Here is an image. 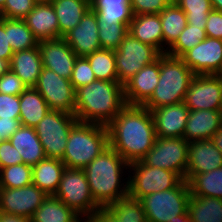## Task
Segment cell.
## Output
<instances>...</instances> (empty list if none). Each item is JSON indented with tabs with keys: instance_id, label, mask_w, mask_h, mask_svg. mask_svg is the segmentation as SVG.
I'll list each match as a JSON object with an SVG mask.
<instances>
[{
	"instance_id": "cell-1",
	"label": "cell",
	"mask_w": 222,
	"mask_h": 222,
	"mask_svg": "<svg viewBox=\"0 0 222 222\" xmlns=\"http://www.w3.org/2000/svg\"><path fill=\"white\" fill-rule=\"evenodd\" d=\"M107 128L109 145L128 164L141 161L157 137L151 111L140 105L126 104Z\"/></svg>"
},
{
	"instance_id": "cell-2",
	"label": "cell",
	"mask_w": 222,
	"mask_h": 222,
	"mask_svg": "<svg viewBox=\"0 0 222 222\" xmlns=\"http://www.w3.org/2000/svg\"><path fill=\"white\" fill-rule=\"evenodd\" d=\"M83 170L100 208L128 196L129 164L110 145Z\"/></svg>"
},
{
	"instance_id": "cell-3",
	"label": "cell",
	"mask_w": 222,
	"mask_h": 222,
	"mask_svg": "<svg viewBox=\"0 0 222 222\" xmlns=\"http://www.w3.org/2000/svg\"><path fill=\"white\" fill-rule=\"evenodd\" d=\"M125 105L124 85L95 80L76 89L74 115L79 122L107 127Z\"/></svg>"
},
{
	"instance_id": "cell-4",
	"label": "cell",
	"mask_w": 222,
	"mask_h": 222,
	"mask_svg": "<svg viewBox=\"0 0 222 222\" xmlns=\"http://www.w3.org/2000/svg\"><path fill=\"white\" fill-rule=\"evenodd\" d=\"M194 75L181 58L162 54L158 84L142 106L151 111L183 102Z\"/></svg>"
},
{
	"instance_id": "cell-5",
	"label": "cell",
	"mask_w": 222,
	"mask_h": 222,
	"mask_svg": "<svg viewBox=\"0 0 222 222\" xmlns=\"http://www.w3.org/2000/svg\"><path fill=\"white\" fill-rule=\"evenodd\" d=\"M108 146L106 126L78 122L70 131L61 161L67 168L84 169Z\"/></svg>"
},
{
	"instance_id": "cell-6",
	"label": "cell",
	"mask_w": 222,
	"mask_h": 222,
	"mask_svg": "<svg viewBox=\"0 0 222 222\" xmlns=\"http://www.w3.org/2000/svg\"><path fill=\"white\" fill-rule=\"evenodd\" d=\"M128 196L140 200L154 192L177 187L184 179L177 173L150 167L142 160L129 164Z\"/></svg>"
},
{
	"instance_id": "cell-7",
	"label": "cell",
	"mask_w": 222,
	"mask_h": 222,
	"mask_svg": "<svg viewBox=\"0 0 222 222\" xmlns=\"http://www.w3.org/2000/svg\"><path fill=\"white\" fill-rule=\"evenodd\" d=\"M54 196L82 218H91L101 209L93 199L83 169L66 167Z\"/></svg>"
},
{
	"instance_id": "cell-8",
	"label": "cell",
	"mask_w": 222,
	"mask_h": 222,
	"mask_svg": "<svg viewBox=\"0 0 222 222\" xmlns=\"http://www.w3.org/2000/svg\"><path fill=\"white\" fill-rule=\"evenodd\" d=\"M73 114L49 110L34 127L46 158L62 160L71 129L78 123Z\"/></svg>"
},
{
	"instance_id": "cell-9",
	"label": "cell",
	"mask_w": 222,
	"mask_h": 222,
	"mask_svg": "<svg viewBox=\"0 0 222 222\" xmlns=\"http://www.w3.org/2000/svg\"><path fill=\"white\" fill-rule=\"evenodd\" d=\"M188 182L183 180L177 187L154 192L140 199L147 222H168L187 212L190 197Z\"/></svg>"
},
{
	"instance_id": "cell-10",
	"label": "cell",
	"mask_w": 222,
	"mask_h": 222,
	"mask_svg": "<svg viewBox=\"0 0 222 222\" xmlns=\"http://www.w3.org/2000/svg\"><path fill=\"white\" fill-rule=\"evenodd\" d=\"M118 82L124 85L144 66L154 63L162 53L128 33L114 51Z\"/></svg>"
},
{
	"instance_id": "cell-11",
	"label": "cell",
	"mask_w": 222,
	"mask_h": 222,
	"mask_svg": "<svg viewBox=\"0 0 222 222\" xmlns=\"http://www.w3.org/2000/svg\"><path fill=\"white\" fill-rule=\"evenodd\" d=\"M142 161L150 166L170 170L184 180L188 164V142L183 137H156L153 147Z\"/></svg>"
},
{
	"instance_id": "cell-12",
	"label": "cell",
	"mask_w": 222,
	"mask_h": 222,
	"mask_svg": "<svg viewBox=\"0 0 222 222\" xmlns=\"http://www.w3.org/2000/svg\"><path fill=\"white\" fill-rule=\"evenodd\" d=\"M34 88L46 100L50 110L75 114L76 90L69 79L43 67Z\"/></svg>"
},
{
	"instance_id": "cell-13",
	"label": "cell",
	"mask_w": 222,
	"mask_h": 222,
	"mask_svg": "<svg viewBox=\"0 0 222 222\" xmlns=\"http://www.w3.org/2000/svg\"><path fill=\"white\" fill-rule=\"evenodd\" d=\"M183 102L189 110H222V75H194Z\"/></svg>"
},
{
	"instance_id": "cell-14",
	"label": "cell",
	"mask_w": 222,
	"mask_h": 222,
	"mask_svg": "<svg viewBox=\"0 0 222 222\" xmlns=\"http://www.w3.org/2000/svg\"><path fill=\"white\" fill-rule=\"evenodd\" d=\"M47 196L34 184L20 188H0V212L31 218Z\"/></svg>"
},
{
	"instance_id": "cell-15",
	"label": "cell",
	"mask_w": 222,
	"mask_h": 222,
	"mask_svg": "<svg viewBox=\"0 0 222 222\" xmlns=\"http://www.w3.org/2000/svg\"><path fill=\"white\" fill-rule=\"evenodd\" d=\"M181 59L195 75H222V40L206 37Z\"/></svg>"
},
{
	"instance_id": "cell-16",
	"label": "cell",
	"mask_w": 222,
	"mask_h": 222,
	"mask_svg": "<svg viewBox=\"0 0 222 222\" xmlns=\"http://www.w3.org/2000/svg\"><path fill=\"white\" fill-rule=\"evenodd\" d=\"M38 46L43 67L70 80L78 56L64 38L42 40L38 42Z\"/></svg>"
},
{
	"instance_id": "cell-17",
	"label": "cell",
	"mask_w": 222,
	"mask_h": 222,
	"mask_svg": "<svg viewBox=\"0 0 222 222\" xmlns=\"http://www.w3.org/2000/svg\"><path fill=\"white\" fill-rule=\"evenodd\" d=\"M98 15L91 8L79 24L63 38L78 57H86L101 48L98 37Z\"/></svg>"
},
{
	"instance_id": "cell-18",
	"label": "cell",
	"mask_w": 222,
	"mask_h": 222,
	"mask_svg": "<svg viewBox=\"0 0 222 222\" xmlns=\"http://www.w3.org/2000/svg\"><path fill=\"white\" fill-rule=\"evenodd\" d=\"M160 75V57L144 66L124 84V97L127 105L142 106L152 95Z\"/></svg>"
},
{
	"instance_id": "cell-19",
	"label": "cell",
	"mask_w": 222,
	"mask_h": 222,
	"mask_svg": "<svg viewBox=\"0 0 222 222\" xmlns=\"http://www.w3.org/2000/svg\"><path fill=\"white\" fill-rule=\"evenodd\" d=\"M221 166L222 153L211 139L188 142L186 181L196 174L210 172Z\"/></svg>"
},
{
	"instance_id": "cell-20",
	"label": "cell",
	"mask_w": 222,
	"mask_h": 222,
	"mask_svg": "<svg viewBox=\"0 0 222 222\" xmlns=\"http://www.w3.org/2000/svg\"><path fill=\"white\" fill-rule=\"evenodd\" d=\"M156 136L163 138L183 137L189 108L180 102L151 110Z\"/></svg>"
},
{
	"instance_id": "cell-21",
	"label": "cell",
	"mask_w": 222,
	"mask_h": 222,
	"mask_svg": "<svg viewBox=\"0 0 222 222\" xmlns=\"http://www.w3.org/2000/svg\"><path fill=\"white\" fill-rule=\"evenodd\" d=\"M222 126V110H189L183 138L187 142L211 139Z\"/></svg>"
},
{
	"instance_id": "cell-22",
	"label": "cell",
	"mask_w": 222,
	"mask_h": 222,
	"mask_svg": "<svg viewBox=\"0 0 222 222\" xmlns=\"http://www.w3.org/2000/svg\"><path fill=\"white\" fill-rule=\"evenodd\" d=\"M24 20L38 41L59 38L58 18L51 2L36 3Z\"/></svg>"
},
{
	"instance_id": "cell-23",
	"label": "cell",
	"mask_w": 222,
	"mask_h": 222,
	"mask_svg": "<svg viewBox=\"0 0 222 222\" xmlns=\"http://www.w3.org/2000/svg\"><path fill=\"white\" fill-rule=\"evenodd\" d=\"M9 66L27 88L35 87L43 68L39 46L14 52Z\"/></svg>"
},
{
	"instance_id": "cell-24",
	"label": "cell",
	"mask_w": 222,
	"mask_h": 222,
	"mask_svg": "<svg viewBox=\"0 0 222 222\" xmlns=\"http://www.w3.org/2000/svg\"><path fill=\"white\" fill-rule=\"evenodd\" d=\"M128 33L140 42L153 46L163 54L162 24L159 14L133 15Z\"/></svg>"
},
{
	"instance_id": "cell-25",
	"label": "cell",
	"mask_w": 222,
	"mask_h": 222,
	"mask_svg": "<svg viewBox=\"0 0 222 222\" xmlns=\"http://www.w3.org/2000/svg\"><path fill=\"white\" fill-rule=\"evenodd\" d=\"M9 141L20 153L24 164L34 166L46 158L43 146L33 127L21 125Z\"/></svg>"
},
{
	"instance_id": "cell-26",
	"label": "cell",
	"mask_w": 222,
	"mask_h": 222,
	"mask_svg": "<svg viewBox=\"0 0 222 222\" xmlns=\"http://www.w3.org/2000/svg\"><path fill=\"white\" fill-rule=\"evenodd\" d=\"M51 4L58 18L59 38L76 27L91 8L90 0H52Z\"/></svg>"
},
{
	"instance_id": "cell-27",
	"label": "cell",
	"mask_w": 222,
	"mask_h": 222,
	"mask_svg": "<svg viewBox=\"0 0 222 222\" xmlns=\"http://www.w3.org/2000/svg\"><path fill=\"white\" fill-rule=\"evenodd\" d=\"M65 168V164L61 160L45 158L32 166V184L48 196L55 195Z\"/></svg>"
},
{
	"instance_id": "cell-28",
	"label": "cell",
	"mask_w": 222,
	"mask_h": 222,
	"mask_svg": "<svg viewBox=\"0 0 222 222\" xmlns=\"http://www.w3.org/2000/svg\"><path fill=\"white\" fill-rule=\"evenodd\" d=\"M159 16L162 24L163 54H166L188 22L185 12L174 1L166 6Z\"/></svg>"
},
{
	"instance_id": "cell-29",
	"label": "cell",
	"mask_w": 222,
	"mask_h": 222,
	"mask_svg": "<svg viewBox=\"0 0 222 222\" xmlns=\"http://www.w3.org/2000/svg\"><path fill=\"white\" fill-rule=\"evenodd\" d=\"M49 110L46 100L34 87H28L20 94L22 126L34 128Z\"/></svg>"
},
{
	"instance_id": "cell-30",
	"label": "cell",
	"mask_w": 222,
	"mask_h": 222,
	"mask_svg": "<svg viewBox=\"0 0 222 222\" xmlns=\"http://www.w3.org/2000/svg\"><path fill=\"white\" fill-rule=\"evenodd\" d=\"M83 218L54 195L47 196L31 222H79Z\"/></svg>"
},
{
	"instance_id": "cell-31",
	"label": "cell",
	"mask_w": 222,
	"mask_h": 222,
	"mask_svg": "<svg viewBox=\"0 0 222 222\" xmlns=\"http://www.w3.org/2000/svg\"><path fill=\"white\" fill-rule=\"evenodd\" d=\"M90 6L101 21L110 25L123 23L129 27L133 18L130 0H91Z\"/></svg>"
},
{
	"instance_id": "cell-32",
	"label": "cell",
	"mask_w": 222,
	"mask_h": 222,
	"mask_svg": "<svg viewBox=\"0 0 222 222\" xmlns=\"http://www.w3.org/2000/svg\"><path fill=\"white\" fill-rule=\"evenodd\" d=\"M187 212L192 222H222V199L190 195Z\"/></svg>"
},
{
	"instance_id": "cell-33",
	"label": "cell",
	"mask_w": 222,
	"mask_h": 222,
	"mask_svg": "<svg viewBox=\"0 0 222 222\" xmlns=\"http://www.w3.org/2000/svg\"><path fill=\"white\" fill-rule=\"evenodd\" d=\"M187 182L193 196L222 199V166L210 172L196 174Z\"/></svg>"
},
{
	"instance_id": "cell-34",
	"label": "cell",
	"mask_w": 222,
	"mask_h": 222,
	"mask_svg": "<svg viewBox=\"0 0 222 222\" xmlns=\"http://www.w3.org/2000/svg\"><path fill=\"white\" fill-rule=\"evenodd\" d=\"M85 58L97 80L118 81L114 50L100 49Z\"/></svg>"
},
{
	"instance_id": "cell-35",
	"label": "cell",
	"mask_w": 222,
	"mask_h": 222,
	"mask_svg": "<svg viewBox=\"0 0 222 222\" xmlns=\"http://www.w3.org/2000/svg\"><path fill=\"white\" fill-rule=\"evenodd\" d=\"M119 222H147L140 200L127 196L106 208Z\"/></svg>"
},
{
	"instance_id": "cell-36",
	"label": "cell",
	"mask_w": 222,
	"mask_h": 222,
	"mask_svg": "<svg viewBox=\"0 0 222 222\" xmlns=\"http://www.w3.org/2000/svg\"><path fill=\"white\" fill-rule=\"evenodd\" d=\"M38 42L24 19L8 18V43L13 52L37 47Z\"/></svg>"
},
{
	"instance_id": "cell-37",
	"label": "cell",
	"mask_w": 222,
	"mask_h": 222,
	"mask_svg": "<svg viewBox=\"0 0 222 222\" xmlns=\"http://www.w3.org/2000/svg\"><path fill=\"white\" fill-rule=\"evenodd\" d=\"M186 14L188 24L206 28L209 12L213 9L211 0H173Z\"/></svg>"
},
{
	"instance_id": "cell-38",
	"label": "cell",
	"mask_w": 222,
	"mask_h": 222,
	"mask_svg": "<svg viewBox=\"0 0 222 222\" xmlns=\"http://www.w3.org/2000/svg\"><path fill=\"white\" fill-rule=\"evenodd\" d=\"M32 184V166L16 164L0 169V188H20Z\"/></svg>"
},
{
	"instance_id": "cell-39",
	"label": "cell",
	"mask_w": 222,
	"mask_h": 222,
	"mask_svg": "<svg viewBox=\"0 0 222 222\" xmlns=\"http://www.w3.org/2000/svg\"><path fill=\"white\" fill-rule=\"evenodd\" d=\"M205 29L187 24L175 43L167 50L169 56L181 58L187 51L206 38Z\"/></svg>"
},
{
	"instance_id": "cell-40",
	"label": "cell",
	"mask_w": 222,
	"mask_h": 222,
	"mask_svg": "<svg viewBox=\"0 0 222 222\" xmlns=\"http://www.w3.org/2000/svg\"><path fill=\"white\" fill-rule=\"evenodd\" d=\"M98 37L102 49L117 50L121 41L128 34V26L123 23L103 22L98 18Z\"/></svg>"
},
{
	"instance_id": "cell-41",
	"label": "cell",
	"mask_w": 222,
	"mask_h": 222,
	"mask_svg": "<svg viewBox=\"0 0 222 222\" xmlns=\"http://www.w3.org/2000/svg\"><path fill=\"white\" fill-rule=\"evenodd\" d=\"M95 80L97 79L90 67L89 61L85 57H77L70 78L74 89L86 86Z\"/></svg>"
},
{
	"instance_id": "cell-42",
	"label": "cell",
	"mask_w": 222,
	"mask_h": 222,
	"mask_svg": "<svg viewBox=\"0 0 222 222\" xmlns=\"http://www.w3.org/2000/svg\"><path fill=\"white\" fill-rule=\"evenodd\" d=\"M34 0H6L0 10V17L9 19H24L34 8Z\"/></svg>"
},
{
	"instance_id": "cell-43",
	"label": "cell",
	"mask_w": 222,
	"mask_h": 222,
	"mask_svg": "<svg viewBox=\"0 0 222 222\" xmlns=\"http://www.w3.org/2000/svg\"><path fill=\"white\" fill-rule=\"evenodd\" d=\"M173 0H130L133 15L159 14Z\"/></svg>"
},
{
	"instance_id": "cell-44",
	"label": "cell",
	"mask_w": 222,
	"mask_h": 222,
	"mask_svg": "<svg viewBox=\"0 0 222 222\" xmlns=\"http://www.w3.org/2000/svg\"><path fill=\"white\" fill-rule=\"evenodd\" d=\"M27 86L10 69L0 76V93L8 95H20Z\"/></svg>"
},
{
	"instance_id": "cell-45",
	"label": "cell",
	"mask_w": 222,
	"mask_h": 222,
	"mask_svg": "<svg viewBox=\"0 0 222 222\" xmlns=\"http://www.w3.org/2000/svg\"><path fill=\"white\" fill-rule=\"evenodd\" d=\"M0 118H20V95H8L0 93Z\"/></svg>"
},
{
	"instance_id": "cell-46",
	"label": "cell",
	"mask_w": 222,
	"mask_h": 222,
	"mask_svg": "<svg viewBox=\"0 0 222 222\" xmlns=\"http://www.w3.org/2000/svg\"><path fill=\"white\" fill-rule=\"evenodd\" d=\"M23 158L9 140L0 141V169L22 164Z\"/></svg>"
},
{
	"instance_id": "cell-47",
	"label": "cell",
	"mask_w": 222,
	"mask_h": 222,
	"mask_svg": "<svg viewBox=\"0 0 222 222\" xmlns=\"http://www.w3.org/2000/svg\"><path fill=\"white\" fill-rule=\"evenodd\" d=\"M206 36L222 40V12L212 9L207 17Z\"/></svg>"
},
{
	"instance_id": "cell-48",
	"label": "cell",
	"mask_w": 222,
	"mask_h": 222,
	"mask_svg": "<svg viewBox=\"0 0 222 222\" xmlns=\"http://www.w3.org/2000/svg\"><path fill=\"white\" fill-rule=\"evenodd\" d=\"M13 53V49L8 43V18L0 17V59L10 63Z\"/></svg>"
},
{
	"instance_id": "cell-49",
	"label": "cell",
	"mask_w": 222,
	"mask_h": 222,
	"mask_svg": "<svg viewBox=\"0 0 222 222\" xmlns=\"http://www.w3.org/2000/svg\"><path fill=\"white\" fill-rule=\"evenodd\" d=\"M21 127L20 119L0 118V141L9 140L13 133Z\"/></svg>"
},
{
	"instance_id": "cell-50",
	"label": "cell",
	"mask_w": 222,
	"mask_h": 222,
	"mask_svg": "<svg viewBox=\"0 0 222 222\" xmlns=\"http://www.w3.org/2000/svg\"><path fill=\"white\" fill-rule=\"evenodd\" d=\"M89 219L92 222H119L106 208H101Z\"/></svg>"
},
{
	"instance_id": "cell-51",
	"label": "cell",
	"mask_w": 222,
	"mask_h": 222,
	"mask_svg": "<svg viewBox=\"0 0 222 222\" xmlns=\"http://www.w3.org/2000/svg\"><path fill=\"white\" fill-rule=\"evenodd\" d=\"M0 222H31V218L9 215L0 212Z\"/></svg>"
},
{
	"instance_id": "cell-52",
	"label": "cell",
	"mask_w": 222,
	"mask_h": 222,
	"mask_svg": "<svg viewBox=\"0 0 222 222\" xmlns=\"http://www.w3.org/2000/svg\"><path fill=\"white\" fill-rule=\"evenodd\" d=\"M214 145L220 150L222 153V126L221 128L212 136L211 138Z\"/></svg>"
},
{
	"instance_id": "cell-53",
	"label": "cell",
	"mask_w": 222,
	"mask_h": 222,
	"mask_svg": "<svg viewBox=\"0 0 222 222\" xmlns=\"http://www.w3.org/2000/svg\"><path fill=\"white\" fill-rule=\"evenodd\" d=\"M168 222H192L191 218L188 215V212H186L183 215H179L175 217L173 220H169Z\"/></svg>"
},
{
	"instance_id": "cell-54",
	"label": "cell",
	"mask_w": 222,
	"mask_h": 222,
	"mask_svg": "<svg viewBox=\"0 0 222 222\" xmlns=\"http://www.w3.org/2000/svg\"><path fill=\"white\" fill-rule=\"evenodd\" d=\"M10 69L9 62L4 59H0V76Z\"/></svg>"
},
{
	"instance_id": "cell-55",
	"label": "cell",
	"mask_w": 222,
	"mask_h": 222,
	"mask_svg": "<svg viewBox=\"0 0 222 222\" xmlns=\"http://www.w3.org/2000/svg\"><path fill=\"white\" fill-rule=\"evenodd\" d=\"M212 8L222 12V0H211Z\"/></svg>"
},
{
	"instance_id": "cell-56",
	"label": "cell",
	"mask_w": 222,
	"mask_h": 222,
	"mask_svg": "<svg viewBox=\"0 0 222 222\" xmlns=\"http://www.w3.org/2000/svg\"><path fill=\"white\" fill-rule=\"evenodd\" d=\"M36 3H48L51 2L52 0H34Z\"/></svg>"
},
{
	"instance_id": "cell-57",
	"label": "cell",
	"mask_w": 222,
	"mask_h": 222,
	"mask_svg": "<svg viewBox=\"0 0 222 222\" xmlns=\"http://www.w3.org/2000/svg\"><path fill=\"white\" fill-rule=\"evenodd\" d=\"M6 0H0V10L5 6Z\"/></svg>"
},
{
	"instance_id": "cell-58",
	"label": "cell",
	"mask_w": 222,
	"mask_h": 222,
	"mask_svg": "<svg viewBox=\"0 0 222 222\" xmlns=\"http://www.w3.org/2000/svg\"><path fill=\"white\" fill-rule=\"evenodd\" d=\"M79 222H92L89 218H83L81 221Z\"/></svg>"
}]
</instances>
